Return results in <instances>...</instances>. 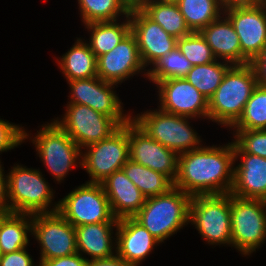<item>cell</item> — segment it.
<instances>
[{
	"mask_svg": "<svg viewBox=\"0 0 266 266\" xmlns=\"http://www.w3.org/2000/svg\"><path fill=\"white\" fill-rule=\"evenodd\" d=\"M234 144L201 146L178 157L173 186L191 197L230 193L234 181Z\"/></svg>",
	"mask_w": 266,
	"mask_h": 266,
	"instance_id": "1",
	"label": "cell"
},
{
	"mask_svg": "<svg viewBox=\"0 0 266 266\" xmlns=\"http://www.w3.org/2000/svg\"><path fill=\"white\" fill-rule=\"evenodd\" d=\"M257 85L256 73L250 63L232 65L208 100V119L226 128L231 127L242 115Z\"/></svg>",
	"mask_w": 266,
	"mask_h": 266,
	"instance_id": "2",
	"label": "cell"
},
{
	"mask_svg": "<svg viewBox=\"0 0 266 266\" xmlns=\"http://www.w3.org/2000/svg\"><path fill=\"white\" fill-rule=\"evenodd\" d=\"M191 198L173 186L164 194L146 198L133 218L162 243L190 223Z\"/></svg>",
	"mask_w": 266,
	"mask_h": 266,
	"instance_id": "3",
	"label": "cell"
},
{
	"mask_svg": "<svg viewBox=\"0 0 266 266\" xmlns=\"http://www.w3.org/2000/svg\"><path fill=\"white\" fill-rule=\"evenodd\" d=\"M7 188L10 212L35 215L58 210L59 202L52 203L55 192L39 169L14 165L7 173Z\"/></svg>",
	"mask_w": 266,
	"mask_h": 266,
	"instance_id": "4",
	"label": "cell"
},
{
	"mask_svg": "<svg viewBox=\"0 0 266 266\" xmlns=\"http://www.w3.org/2000/svg\"><path fill=\"white\" fill-rule=\"evenodd\" d=\"M132 120L150 137L178 155L202 146V140L189 125L188 117L167 113L158 108L141 112L132 117Z\"/></svg>",
	"mask_w": 266,
	"mask_h": 266,
	"instance_id": "5",
	"label": "cell"
},
{
	"mask_svg": "<svg viewBox=\"0 0 266 266\" xmlns=\"http://www.w3.org/2000/svg\"><path fill=\"white\" fill-rule=\"evenodd\" d=\"M189 222L209 245H231V194L197 195L190 200Z\"/></svg>",
	"mask_w": 266,
	"mask_h": 266,
	"instance_id": "6",
	"label": "cell"
},
{
	"mask_svg": "<svg viewBox=\"0 0 266 266\" xmlns=\"http://www.w3.org/2000/svg\"><path fill=\"white\" fill-rule=\"evenodd\" d=\"M265 240L266 206L264 201L241 198L231 194V246L246 256L256 252Z\"/></svg>",
	"mask_w": 266,
	"mask_h": 266,
	"instance_id": "7",
	"label": "cell"
},
{
	"mask_svg": "<svg viewBox=\"0 0 266 266\" xmlns=\"http://www.w3.org/2000/svg\"><path fill=\"white\" fill-rule=\"evenodd\" d=\"M31 142L45 167L59 183L77 163L81 166L82 149L54 121L42 125Z\"/></svg>",
	"mask_w": 266,
	"mask_h": 266,
	"instance_id": "8",
	"label": "cell"
},
{
	"mask_svg": "<svg viewBox=\"0 0 266 266\" xmlns=\"http://www.w3.org/2000/svg\"><path fill=\"white\" fill-rule=\"evenodd\" d=\"M58 212L74 227L118 222L100 183L86 182L58 201Z\"/></svg>",
	"mask_w": 266,
	"mask_h": 266,
	"instance_id": "9",
	"label": "cell"
},
{
	"mask_svg": "<svg viewBox=\"0 0 266 266\" xmlns=\"http://www.w3.org/2000/svg\"><path fill=\"white\" fill-rule=\"evenodd\" d=\"M85 148L81 167L89 174L90 180L87 182L101 183L115 171L121 170L129 160L128 122L107 139Z\"/></svg>",
	"mask_w": 266,
	"mask_h": 266,
	"instance_id": "10",
	"label": "cell"
},
{
	"mask_svg": "<svg viewBox=\"0 0 266 266\" xmlns=\"http://www.w3.org/2000/svg\"><path fill=\"white\" fill-rule=\"evenodd\" d=\"M63 119H53L82 149L107 139L121 126L111 117L82 105L67 103Z\"/></svg>",
	"mask_w": 266,
	"mask_h": 266,
	"instance_id": "11",
	"label": "cell"
},
{
	"mask_svg": "<svg viewBox=\"0 0 266 266\" xmlns=\"http://www.w3.org/2000/svg\"><path fill=\"white\" fill-rule=\"evenodd\" d=\"M31 234L41 246L40 261L77 253L75 227L58 211L32 215Z\"/></svg>",
	"mask_w": 266,
	"mask_h": 266,
	"instance_id": "12",
	"label": "cell"
},
{
	"mask_svg": "<svg viewBox=\"0 0 266 266\" xmlns=\"http://www.w3.org/2000/svg\"><path fill=\"white\" fill-rule=\"evenodd\" d=\"M240 40L241 65L251 63L266 46V8L257 3L224 9Z\"/></svg>",
	"mask_w": 266,
	"mask_h": 266,
	"instance_id": "13",
	"label": "cell"
},
{
	"mask_svg": "<svg viewBox=\"0 0 266 266\" xmlns=\"http://www.w3.org/2000/svg\"><path fill=\"white\" fill-rule=\"evenodd\" d=\"M67 83L71 90L68 103L86 105L113 118L120 126L132 119L130 113L124 114L123 103L114 91L117 84L103 81L98 76Z\"/></svg>",
	"mask_w": 266,
	"mask_h": 266,
	"instance_id": "14",
	"label": "cell"
},
{
	"mask_svg": "<svg viewBox=\"0 0 266 266\" xmlns=\"http://www.w3.org/2000/svg\"><path fill=\"white\" fill-rule=\"evenodd\" d=\"M129 159L163 173L172 182L178 172L179 155L161 145L143 131L132 119L128 122Z\"/></svg>",
	"mask_w": 266,
	"mask_h": 266,
	"instance_id": "15",
	"label": "cell"
},
{
	"mask_svg": "<svg viewBox=\"0 0 266 266\" xmlns=\"http://www.w3.org/2000/svg\"><path fill=\"white\" fill-rule=\"evenodd\" d=\"M155 84L162 111L190 119H208V99L184 77L166 79Z\"/></svg>",
	"mask_w": 266,
	"mask_h": 266,
	"instance_id": "16",
	"label": "cell"
},
{
	"mask_svg": "<svg viewBox=\"0 0 266 266\" xmlns=\"http://www.w3.org/2000/svg\"><path fill=\"white\" fill-rule=\"evenodd\" d=\"M131 32L135 35L143 65L152 66L177 47V39L150 19L140 8L130 9Z\"/></svg>",
	"mask_w": 266,
	"mask_h": 266,
	"instance_id": "17",
	"label": "cell"
},
{
	"mask_svg": "<svg viewBox=\"0 0 266 266\" xmlns=\"http://www.w3.org/2000/svg\"><path fill=\"white\" fill-rule=\"evenodd\" d=\"M142 70L148 71L131 31L111 51L97 58V76L106 82L121 84L131 76L143 73Z\"/></svg>",
	"mask_w": 266,
	"mask_h": 266,
	"instance_id": "18",
	"label": "cell"
},
{
	"mask_svg": "<svg viewBox=\"0 0 266 266\" xmlns=\"http://www.w3.org/2000/svg\"><path fill=\"white\" fill-rule=\"evenodd\" d=\"M116 255L138 266L160 242L133 217L118 220L116 227Z\"/></svg>",
	"mask_w": 266,
	"mask_h": 266,
	"instance_id": "19",
	"label": "cell"
},
{
	"mask_svg": "<svg viewBox=\"0 0 266 266\" xmlns=\"http://www.w3.org/2000/svg\"><path fill=\"white\" fill-rule=\"evenodd\" d=\"M234 156L235 161L241 156V161L234 167L230 194L263 200L266 197V158L249 153H234Z\"/></svg>",
	"mask_w": 266,
	"mask_h": 266,
	"instance_id": "20",
	"label": "cell"
},
{
	"mask_svg": "<svg viewBox=\"0 0 266 266\" xmlns=\"http://www.w3.org/2000/svg\"><path fill=\"white\" fill-rule=\"evenodd\" d=\"M110 202L116 219L133 217L144 205L146 197L125 175L118 170L100 183Z\"/></svg>",
	"mask_w": 266,
	"mask_h": 266,
	"instance_id": "21",
	"label": "cell"
},
{
	"mask_svg": "<svg viewBox=\"0 0 266 266\" xmlns=\"http://www.w3.org/2000/svg\"><path fill=\"white\" fill-rule=\"evenodd\" d=\"M222 15L204 27L200 33L217 60L241 65L240 40L229 18L225 14Z\"/></svg>",
	"mask_w": 266,
	"mask_h": 266,
	"instance_id": "22",
	"label": "cell"
},
{
	"mask_svg": "<svg viewBox=\"0 0 266 266\" xmlns=\"http://www.w3.org/2000/svg\"><path fill=\"white\" fill-rule=\"evenodd\" d=\"M117 225L118 222H102L75 227L77 253L82 256L85 253L90 256L91 260L115 256L116 241L113 240L116 238L112 235L114 234L113 227L116 228Z\"/></svg>",
	"mask_w": 266,
	"mask_h": 266,
	"instance_id": "23",
	"label": "cell"
},
{
	"mask_svg": "<svg viewBox=\"0 0 266 266\" xmlns=\"http://www.w3.org/2000/svg\"><path fill=\"white\" fill-rule=\"evenodd\" d=\"M59 59L58 67L67 81L97 76V58L87 42L84 43L80 38Z\"/></svg>",
	"mask_w": 266,
	"mask_h": 266,
	"instance_id": "24",
	"label": "cell"
},
{
	"mask_svg": "<svg viewBox=\"0 0 266 266\" xmlns=\"http://www.w3.org/2000/svg\"><path fill=\"white\" fill-rule=\"evenodd\" d=\"M32 233V215L7 213L0 221V254L26 248Z\"/></svg>",
	"mask_w": 266,
	"mask_h": 266,
	"instance_id": "25",
	"label": "cell"
},
{
	"mask_svg": "<svg viewBox=\"0 0 266 266\" xmlns=\"http://www.w3.org/2000/svg\"><path fill=\"white\" fill-rule=\"evenodd\" d=\"M125 18L124 20L126 21L122 23L116 20L85 24L88 32L90 31L91 33L89 43L87 44L96 58L111 51L131 31L129 15Z\"/></svg>",
	"mask_w": 266,
	"mask_h": 266,
	"instance_id": "26",
	"label": "cell"
},
{
	"mask_svg": "<svg viewBox=\"0 0 266 266\" xmlns=\"http://www.w3.org/2000/svg\"><path fill=\"white\" fill-rule=\"evenodd\" d=\"M140 9L176 39L192 33L177 3L152 0L146 2Z\"/></svg>",
	"mask_w": 266,
	"mask_h": 266,
	"instance_id": "27",
	"label": "cell"
},
{
	"mask_svg": "<svg viewBox=\"0 0 266 266\" xmlns=\"http://www.w3.org/2000/svg\"><path fill=\"white\" fill-rule=\"evenodd\" d=\"M122 170L146 198L164 194L173 187V182L163 173L130 159L123 165Z\"/></svg>",
	"mask_w": 266,
	"mask_h": 266,
	"instance_id": "28",
	"label": "cell"
},
{
	"mask_svg": "<svg viewBox=\"0 0 266 266\" xmlns=\"http://www.w3.org/2000/svg\"><path fill=\"white\" fill-rule=\"evenodd\" d=\"M176 3L192 32H200L224 13L218 0H178Z\"/></svg>",
	"mask_w": 266,
	"mask_h": 266,
	"instance_id": "29",
	"label": "cell"
},
{
	"mask_svg": "<svg viewBox=\"0 0 266 266\" xmlns=\"http://www.w3.org/2000/svg\"><path fill=\"white\" fill-rule=\"evenodd\" d=\"M215 60L209 64L195 65L184 77L208 100L221 84L227 70L232 66L228 62Z\"/></svg>",
	"mask_w": 266,
	"mask_h": 266,
	"instance_id": "30",
	"label": "cell"
},
{
	"mask_svg": "<svg viewBox=\"0 0 266 266\" xmlns=\"http://www.w3.org/2000/svg\"><path fill=\"white\" fill-rule=\"evenodd\" d=\"M78 4L84 26L91 22L116 21L130 12L122 0H78Z\"/></svg>",
	"mask_w": 266,
	"mask_h": 266,
	"instance_id": "31",
	"label": "cell"
},
{
	"mask_svg": "<svg viewBox=\"0 0 266 266\" xmlns=\"http://www.w3.org/2000/svg\"><path fill=\"white\" fill-rule=\"evenodd\" d=\"M233 130H266V87L257 85Z\"/></svg>",
	"mask_w": 266,
	"mask_h": 266,
	"instance_id": "32",
	"label": "cell"
},
{
	"mask_svg": "<svg viewBox=\"0 0 266 266\" xmlns=\"http://www.w3.org/2000/svg\"><path fill=\"white\" fill-rule=\"evenodd\" d=\"M191 62L176 47L161 57L144 75L155 84L171 78H182L192 69Z\"/></svg>",
	"mask_w": 266,
	"mask_h": 266,
	"instance_id": "33",
	"label": "cell"
},
{
	"mask_svg": "<svg viewBox=\"0 0 266 266\" xmlns=\"http://www.w3.org/2000/svg\"><path fill=\"white\" fill-rule=\"evenodd\" d=\"M177 48L193 66L209 64L216 60L210 46L200 32L177 39Z\"/></svg>",
	"mask_w": 266,
	"mask_h": 266,
	"instance_id": "34",
	"label": "cell"
},
{
	"mask_svg": "<svg viewBox=\"0 0 266 266\" xmlns=\"http://www.w3.org/2000/svg\"><path fill=\"white\" fill-rule=\"evenodd\" d=\"M234 153H249L266 158V130H233Z\"/></svg>",
	"mask_w": 266,
	"mask_h": 266,
	"instance_id": "35",
	"label": "cell"
},
{
	"mask_svg": "<svg viewBox=\"0 0 266 266\" xmlns=\"http://www.w3.org/2000/svg\"><path fill=\"white\" fill-rule=\"evenodd\" d=\"M28 138L22 126L0 119V153L14 149Z\"/></svg>",
	"mask_w": 266,
	"mask_h": 266,
	"instance_id": "36",
	"label": "cell"
},
{
	"mask_svg": "<svg viewBox=\"0 0 266 266\" xmlns=\"http://www.w3.org/2000/svg\"><path fill=\"white\" fill-rule=\"evenodd\" d=\"M33 261L26 248L11 253L0 254V266H34L35 263Z\"/></svg>",
	"mask_w": 266,
	"mask_h": 266,
	"instance_id": "37",
	"label": "cell"
},
{
	"mask_svg": "<svg viewBox=\"0 0 266 266\" xmlns=\"http://www.w3.org/2000/svg\"><path fill=\"white\" fill-rule=\"evenodd\" d=\"M88 258H85L79 253L60 258L39 261V266H87Z\"/></svg>",
	"mask_w": 266,
	"mask_h": 266,
	"instance_id": "38",
	"label": "cell"
},
{
	"mask_svg": "<svg viewBox=\"0 0 266 266\" xmlns=\"http://www.w3.org/2000/svg\"><path fill=\"white\" fill-rule=\"evenodd\" d=\"M250 64L256 73L257 84L266 87V46Z\"/></svg>",
	"mask_w": 266,
	"mask_h": 266,
	"instance_id": "39",
	"label": "cell"
},
{
	"mask_svg": "<svg viewBox=\"0 0 266 266\" xmlns=\"http://www.w3.org/2000/svg\"><path fill=\"white\" fill-rule=\"evenodd\" d=\"M2 168L3 167L0 161V212H10L8 201L7 175Z\"/></svg>",
	"mask_w": 266,
	"mask_h": 266,
	"instance_id": "40",
	"label": "cell"
},
{
	"mask_svg": "<svg viewBox=\"0 0 266 266\" xmlns=\"http://www.w3.org/2000/svg\"><path fill=\"white\" fill-rule=\"evenodd\" d=\"M87 266H135L115 255L107 259H89Z\"/></svg>",
	"mask_w": 266,
	"mask_h": 266,
	"instance_id": "41",
	"label": "cell"
},
{
	"mask_svg": "<svg viewBox=\"0 0 266 266\" xmlns=\"http://www.w3.org/2000/svg\"><path fill=\"white\" fill-rule=\"evenodd\" d=\"M223 9L235 6H250L260 3V0H218Z\"/></svg>",
	"mask_w": 266,
	"mask_h": 266,
	"instance_id": "42",
	"label": "cell"
},
{
	"mask_svg": "<svg viewBox=\"0 0 266 266\" xmlns=\"http://www.w3.org/2000/svg\"><path fill=\"white\" fill-rule=\"evenodd\" d=\"M123 3L129 8H138V0H122Z\"/></svg>",
	"mask_w": 266,
	"mask_h": 266,
	"instance_id": "43",
	"label": "cell"
},
{
	"mask_svg": "<svg viewBox=\"0 0 266 266\" xmlns=\"http://www.w3.org/2000/svg\"><path fill=\"white\" fill-rule=\"evenodd\" d=\"M152 0H138V8H140L141 6H143L146 2H149Z\"/></svg>",
	"mask_w": 266,
	"mask_h": 266,
	"instance_id": "44",
	"label": "cell"
},
{
	"mask_svg": "<svg viewBox=\"0 0 266 266\" xmlns=\"http://www.w3.org/2000/svg\"><path fill=\"white\" fill-rule=\"evenodd\" d=\"M7 213H10V212H0V221H1L2 217H3L5 214H7Z\"/></svg>",
	"mask_w": 266,
	"mask_h": 266,
	"instance_id": "45",
	"label": "cell"
},
{
	"mask_svg": "<svg viewBox=\"0 0 266 266\" xmlns=\"http://www.w3.org/2000/svg\"><path fill=\"white\" fill-rule=\"evenodd\" d=\"M160 1L176 3L178 0H160Z\"/></svg>",
	"mask_w": 266,
	"mask_h": 266,
	"instance_id": "46",
	"label": "cell"
},
{
	"mask_svg": "<svg viewBox=\"0 0 266 266\" xmlns=\"http://www.w3.org/2000/svg\"><path fill=\"white\" fill-rule=\"evenodd\" d=\"M260 3L266 8V0H260Z\"/></svg>",
	"mask_w": 266,
	"mask_h": 266,
	"instance_id": "47",
	"label": "cell"
},
{
	"mask_svg": "<svg viewBox=\"0 0 266 266\" xmlns=\"http://www.w3.org/2000/svg\"><path fill=\"white\" fill-rule=\"evenodd\" d=\"M264 203H265V206H266V197L263 199Z\"/></svg>",
	"mask_w": 266,
	"mask_h": 266,
	"instance_id": "48",
	"label": "cell"
}]
</instances>
